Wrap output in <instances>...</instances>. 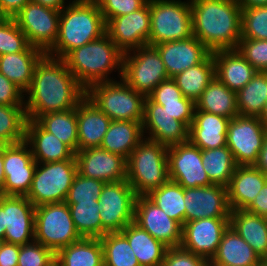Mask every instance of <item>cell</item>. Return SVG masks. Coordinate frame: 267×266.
Segmentation results:
<instances>
[{
    "label": "cell",
    "mask_w": 267,
    "mask_h": 266,
    "mask_svg": "<svg viewBox=\"0 0 267 266\" xmlns=\"http://www.w3.org/2000/svg\"><path fill=\"white\" fill-rule=\"evenodd\" d=\"M149 97L155 103L178 102V100L184 98L182 91L177 87L173 78L163 80L157 87L154 88Z\"/></svg>",
    "instance_id": "obj_52"
},
{
    "label": "cell",
    "mask_w": 267,
    "mask_h": 266,
    "mask_svg": "<svg viewBox=\"0 0 267 266\" xmlns=\"http://www.w3.org/2000/svg\"><path fill=\"white\" fill-rule=\"evenodd\" d=\"M13 18L31 46L46 53L54 45L60 11L30 1Z\"/></svg>",
    "instance_id": "obj_13"
},
{
    "label": "cell",
    "mask_w": 267,
    "mask_h": 266,
    "mask_svg": "<svg viewBox=\"0 0 267 266\" xmlns=\"http://www.w3.org/2000/svg\"><path fill=\"white\" fill-rule=\"evenodd\" d=\"M261 122L264 124L265 128L267 129V102L265 104V108L263 113L260 116Z\"/></svg>",
    "instance_id": "obj_62"
},
{
    "label": "cell",
    "mask_w": 267,
    "mask_h": 266,
    "mask_svg": "<svg viewBox=\"0 0 267 266\" xmlns=\"http://www.w3.org/2000/svg\"><path fill=\"white\" fill-rule=\"evenodd\" d=\"M209 265L261 266L262 259L229 225Z\"/></svg>",
    "instance_id": "obj_30"
},
{
    "label": "cell",
    "mask_w": 267,
    "mask_h": 266,
    "mask_svg": "<svg viewBox=\"0 0 267 266\" xmlns=\"http://www.w3.org/2000/svg\"><path fill=\"white\" fill-rule=\"evenodd\" d=\"M4 243H5L4 239L0 238V251H1Z\"/></svg>",
    "instance_id": "obj_65"
},
{
    "label": "cell",
    "mask_w": 267,
    "mask_h": 266,
    "mask_svg": "<svg viewBox=\"0 0 267 266\" xmlns=\"http://www.w3.org/2000/svg\"><path fill=\"white\" fill-rule=\"evenodd\" d=\"M136 194L127 180L105 183L98 202L101 211L102 236L108 232H121L134 222Z\"/></svg>",
    "instance_id": "obj_11"
},
{
    "label": "cell",
    "mask_w": 267,
    "mask_h": 266,
    "mask_svg": "<svg viewBox=\"0 0 267 266\" xmlns=\"http://www.w3.org/2000/svg\"><path fill=\"white\" fill-rule=\"evenodd\" d=\"M142 130L143 135H147L144 138L167 147L189 141V128L173 118L162 105L155 103L149 96L144 101Z\"/></svg>",
    "instance_id": "obj_18"
},
{
    "label": "cell",
    "mask_w": 267,
    "mask_h": 266,
    "mask_svg": "<svg viewBox=\"0 0 267 266\" xmlns=\"http://www.w3.org/2000/svg\"><path fill=\"white\" fill-rule=\"evenodd\" d=\"M172 115L173 118L183 122L188 128L194 120V112L196 109L195 102L189 98L184 97L178 102L158 103Z\"/></svg>",
    "instance_id": "obj_51"
},
{
    "label": "cell",
    "mask_w": 267,
    "mask_h": 266,
    "mask_svg": "<svg viewBox=\"0 0 267 266\" xmlns=\"http://www.w3.org/2000/svg\"><path fill=\"white\" fill-rule=\"evenodd\" d=\"M81 238L65 202L43 204L35 208L34 240L44 247L56 253Z\"/></svg>",
    "instance_id": "obj_9"
},
{
    "label": "cell",
    "mask_w": 267,
    "mask_h": 266,
    "mask_svg": "<svg viewBox=\"0 0 267 266\" xmlns=\"http://www.w3.org/2000/svg\"><path fill=\"white\" fill-rule=\"evenodd\" d=\"M25 141L37 163L76 159L75 153L65 143L47 132L36 120H27Z\"/></svg>",
    "instance_id": "obj_25"
},
{
    "label": "cell",
    "mask_w": 267,
    "mask_h": 266,
    "mask_svg": "<svg viewBox=\"0 0 267 266\" xmlns=\"http://www.w3.org/2000/svg\"><path fill=\"white\" fill-rule=\"evenodd\" d=\"M146 196L162 209L166 215L183 226L186 212L184 187L169 180Z\"/></svg>",
    "instance_id": "obj_40"
},
{
    "label": "cell",
    "mask_w": 267,
    "mask_h": 266,
    "mask_svg": "<svg viewBox=\"0 0 267 266\" xmlns=\"http://www.w3.org/2000/svg\"><path fill=\"white\" fill-rule=\"evenodd\" d=\"M202 164L212 184L228 187L237 167L230 149L226 146L202 150Z\"/></svg>",
    "instance_id": "obj_39"
},
{
    "label": "cell",
    "mask_w": 267,
    "mask_h": 266,
    "mask_svg": "<svg viewBox=\"0 0 267 266\" xmlns=\"http://www.w3.org/2000/svg\"><path fill=\"white\" fill-rule=\"evenodd\" d=\"M123 56L124 53L104 34L70 51L63 60L79 84L87 90L94 84L114 81L115 79L109 76L114 69L118 70L121 78Z\"/></svg>",
    "instance_id": "obj_4"
},
{
    "label": "cell",
    "mask_w": 267,
    "mask_h": 266,
    "mask_svg": "<svg viewBox=\"0 0 267 266\" xmlns=\"http://www.w3.org/2000/svg\"><path fill=\"white\" fill-rule=\"evenodd\" d=\"M100 241L104 266H140L127 238L121 232H108Z\"/></svg>",
    "instance_id": "obj_42"
},
{
    "label": "cell",
    "mask_w": 267,
    "mask_h": 266,
    "mask_svg": "<svg viewBox=\"0 0 267 266\" xmlns=\"http://www.w3.org/2000/svg\"><path fill=\"white\" fill-rule=\"evenodd\" d=\"M241 8L259 7L267 5V0H236Z\"/></svg>",
    "instance_id": "obj_59"
},
{
    "label": "cell",
    "mask_w": 267,
    "mask_h": 266,
    "mask_svg": "<svg viewBox=\"0 0 267 266\" xmlns=\"http://www.w3.org/2000/svg\"><path fill=\"white\" fill-rule=\"evenodd\" d=\"M78 173L105 183L126 180L127 159L100 147L75 153Z\"/></svg>",
    "instance_id": "obj_21"
},
{
    "label": "cell",
    "mask_w": 267,
    "mask_h": 266,
    "mask_svg": "<svg viewBox=\"0 0 267 266\" xmlns=\"http://www.w3.org/2000/svg\"><path fill=\"white\" fill-rule=\"evenodd\" d=\"M29 46L27 37L13 17L0 23V56L25 51Z\"/></svg>",
    "instance_id": "obj_46"
},
{
    "label": "cell",
    "mask_w": 267,
    "mask_h": 266,
    "mask_svg": "<svg viewBox=\"0 0 267 266\" xmlns=\"http://www.w3.org/2000/svg\"><path fill=\"white\" fill-rule=\"evenodd\" d=\"M193 36L211 52L237 49L242 8L236 0H190Z\"/></svg>",
    "instance_id": "obj_2"
},
{
    "label": "cell",
    "mask_w": 267,
    "mask_h": 266,
    "mask_svg": "<svg viewBox=\"0 0 267 266\" xmlns=\"http://www.w3.org/2000/svg\"><path fill=\"white\" fill-rule=\"evenodd\" d=\"M78 173L77 160L37 163L30 190L26 195L35 207L65 202Z\"/></svg>",
    "instance_id": "obj_8"
},
{
    "label": "cell",
    "mask_w": 267,
    "mask_h": 266,
    "mask_svg": "<svg viewBox=\"0 0 267 266\" xmlns=\"http://www.w3.org/2000/svg\"><path fill=\"white\" fill-rule=\"evenodd\" d=\"M31 1L58 11H61L65 6L68 5L66 4L65 0H31Z\"/></svg>",
    "instance_id": "obj_58"
},
{
    "label": "cell",
    "mask_w": 267,
    "mask_h": 266,
    "mask_svg": "<svg viewBox=\"0 0 267 266\" xmlns=\"http://www.w3.org/2000/svg\"><path fill=\"white\" fill-rule=\"evenodd\" d=\"M254 166L260 169L267 176V135L265 137L263 147L259 151L258 159Z\"/></svg>",
    "instance_id": "obj_57"
},
{
    "label": "cell",
    "mask_w": 267,
    "mask_h": 266,
    "mask_svg": "<svg viewBox=\"0 0 267 266\" xmlns=\"http://www.w3.org/2000/svg\"><path fill=\"white\" fill-rule=\"evenodd\" d=\"M3 143L0 141V150H1V148L3 147Z\"/></svg>",
    "instance_id": "obj_66"
},
{
    "label": "cell",
    "mask_w": 267,
    "mask_h": 266,
    "mask_svg": "<svg viewBox=\"0 0 267 266\" xmlns=\"http://www.w3.org/2000/svg\"><path fill=\"white\" fill-rule=\"evenodd\" d=\"M209 260L181 247L168 248L161 266H209Z\"/></svg>",
    "instance_id": "obj_50"
},
{
    "label": "cell",
    "mask_w": 267,
    "mask_h": 266,
    "mask_svg": "<svg viewBox=\"0 0 267 266\" xmlns=\"http://www.w3.org/2000/svg\"><path fill=\"white\" fill-rule=\"evenodd\" d=\"M169 179L184 188L212 185L202 164V150L190 141L167 150Z\"/></svg>",
    "instance_id": "obj_15"
},
{
    "label": "cell",
    "mask_w": 267,
    "mask_h": 266,
    "mask_svg": "<svg viewBox=\"0 0 267 266\" xmlns=\"http://www.w3.org/2000/svg\"><path fill=\"white\" fill-rule=\"evenodd\" d=\"M105 182L77 173L68 191L65 203L94 202L98 200Z\"/></svg>",
    "instance_id": "obj_45"
},
{
    "label": "cell",
    "mask_w": 267,
    "mask_h": 266,
    "mask_svg": "<svg viewBox=\"0 0 267 266\" xmlns=\"http://www.w3.org/2000/svg\"><path fill=\"white\" fill-rule=\"evenodd\" d=\"M55 253L37 241L20 245L18 266H54Z\"/></svg>",
    "instance_id": "obj_47"
},
{
    "label": "cell",
    "mask_w": 267,
    "mask_h": 266,
    "mask_svg": "<svg viewBox=\"0 0 267 266\" xmlns=\"http://www.w3.org/2000/svg\"><path fill=\"white\" fill-rule=\"evenodd\" d=\"M267 129L258 117L236 116L227 129V147L237 166L254 165L263 147Z\"/></svg>",
    "instance_id": "obj_12"
},
{
    "label": "cell",
    "mask_w": 267,
    "mask_h": 266,
    "mask_svg": "<svg viewBox=\"0 0 267 266\" xmlns=\"http://www.w3.org/2000/svg\"><path fill=\"white\" fill-rule=\"evenodd\" d=\"M121 78L135 91L148 97L169 77L158 50L146 45L124 53Z\"/></svg>",
    "instance_id": "obj_10"
},
{
    "label": "cell",
    "mask_w": 267,
    "mask_h": 266,
    "mask_svg": "<svg viewBox=\"0 0 267 266\" xmlns=\"http://www.w3.org/2000/svg\"><path fill=\"white\" fill-rule=\"evenodd\" d=\"M121 233L127 238L140 266L162 265L168 250L167 246L134 222L125 226Z\"/></svg>",
    "instance_id": "obj_33"
},
{
    "label": "cell",
    "mask_w": 267,
    "mask_h": 266,
    "mask_svg": "<svg viewBox=\"0 0 267 266\" xmlns=\"http://www.w3.org/2000/svg\"><path fill=\"white\" fill-rule=\"evenodd\" d=\"M25 93L0 73V105H25Z\"/></svg>",
    "instance_id": "obj_53"
},
{
    "label": "cell",
    "mask_w": 267,
    "mask_h": 266,
    "mask_svg": "<svg viewBox=\"0 0 267 266\" xmlns=\"http://www.w3.org/2000/svg\"><path fill=\"white\" fill-rule=\"evenodd\" d=\"M105 21L140 9L148 0H95Z\"/></svg>",
    "instance_id": "obj_49"
},
{
    "label": "cell",
    "mask_w": 267,
    "mask_h": 266,
    "mask_svg": "<svg viewBox=\"0 0 267 266\" xmlns=\"http://www.w3.org/2000/svg\"><path fill=\"white\" fill-rule=\"evenodd\" d=\"M25 96L27 120H37L47 113L77 108L86 97V90L69 71L63 59L45 54L34 69Z\"/></svg>",
    "instance_id": "obj_1"
},
{
    "label": "cell",
    "mask_w": 267,
    "mask_h": 266,
    "mask_svg": "<svg viewBox=\"0 0 267 266\" xmlns=\"http://www.w3.org/2000/svg\"><path fill=\"white\" fill-rule=\"evenodd\" d=\"M5 229H6V226H4V195H0V238L1 239H4Z\"/></svg>",
    "instance_id": "obj_60"
},
{
    "label": "cell",
    "mask_w": 267,
    "mask_h": 266,
    "mask_svg": "<svg viewBox=\"0 0 267 266\" xmlns=\"http://www.w3.org/2000/svg\"><path fill=\"white\" fill-rule=\"evenodd\" d=\"M161 55L169 78L201 63L211 51L195 36L154 45Z\"/></svg>",
    "instance_id": "obj_23"
},
{
    "label": "cell",
    "mask_w": 267,
    "mask_h": 266,
    "mask_svg": "<svg viewBox=\"0 0 267 266\" xmlns=\"http://www.w3.org/2000/svg\"><path fill=\"white\" fill-rule=\"evenodd\" d=\"M35 206L26 196L4 195V241L24 245L34 241Z\"/></svg>",
    "instance_id": "obj_22"
},
{
    "label": "cell",
    "mask_w": 267,
    "mask_h": 266,
    "mask_svg": "<svg viewBox=\"0 0 267 266\" xmlns=\"http://www.w3.org/2000/svg\"><path fill=\"white\" fill-rule=\"evenodd\" d=\"M134 223L168 248L180 247L183 226L171 219L147 196H137Z\"/></svg>",
    "instance_id": "obj_17"
},
{
    "label": "cell",
    "mask_w": 267,
    "mask_h": 266,
    "mask_svg": "<svg viewBox=\"0 0 267 266\" xmlns=\"http://www.w3.org/2000/svg\"><path fill=\"white\" fill-rule=\"evenodd\" d=\"M86 97L111 120L143 122L146 97L122 78L90 86Z\"/></svg>",
    "instance_id": "obj_6"
},
{
    "label": "cell",
    "mask_w": 267,
    "mask_h": 266,
    "mask_svg": "<svg viewBox=\"0 0 267 266\" xmlns=\"http://www.w3.org/2000/svg\"><path fill=\"white\" fill-rule=\"evenodd\" d=\"M215 78L212 52L199 64L177 74L173 79L184 97L196 102L208 84Z\"/></svg>",
    "instance_id": "obj_36"
},
{
    "label": "cell",
    "mask_w": 267,
    "mask_h": 266,
    "mask_svg": "<svg viewBox=\"0 0 267 266\" xmlns=\"http://www.w3.org/2000/svg\"><path fill=\"white\" fill-rule=\"evenodd\" d=\"M20 245L4 243L0 251V266H18Z\"/></svg>",
    "instance_id": "obj_54"
},
{
    "label": "cell",
    "mask_w": 267,
    "mask_h": 266,
    "mask_svg": "<svg viewBox=\"0 0 267 266\" xmlns=\"http://www.w3.org/2000/svg\"><path fill=\"white\" fill-rule=\"evenodd\" d=\"M143 139L142 122L112 120L100 148L128 159Z\"/></svg>",
    "instance_id": "obj_32"
},
{
    "label": "cell",
    "mask_w": 267,
    "mask_h": 266,
    "mask_svg": "<svg viewBox=\"0 0 267 266\" xmlns=\"http://www.w3.org/2000/svg\"><path fill=\"white\" fill-rule=\"evenodd\" d=\"M111 121L85 97L77 106L78 151L100 147Z\"/></svg>",
    "instance_id": "obj_27"
},
{
    "label": "cell",
    "mask_w": 267,
    "mask_h": 266,
    "mask_svg": "<svg viewBox=\"0 0 267 266\" xmlns=\"http://www.w3.org/2000/svg\"><path fill=\"white\" fill-rule=\"evenodd\" d=\"M241 39L267 40V5L242 8Z\"/></svg>",
    "instance_id": "obj_44"
},
{
    "label": "cell",
    "mask_w": 267,
    "mask_h": 266,
    "mask_svg": "<svg viewBox=\"0 0 267 266\" xmlns=\"http://www.w3.org/2000/svg\"><path fill=\"white\" fill-rule=\"evenodd\" d=\"M246 211L267 218V180Z\"/></svg>",
    "instance_id": "obj_55"
},
{
    "label": "cell",
    "mask_w": 267,
    "mask_h": 266,
    "mask_svg": "<svg viewBox=\"0 0 267 266\" xmlns=\"http://www.w3.org/2000/svg\"><path fill=\"white\" fill-rule=\"evenodd\" d=\"M25 105H0V141L14 144L25 140Z\"/></svg>",
    "instance_id": "obj_43"
},
{
    "label": "cell",
    "mask_w": 267,
    "mask_h": 266,
    "mask_svg": "<svg viewBox=\"0 0 267 266\" xmlns=\"http://www.w3.org/2000/svg\"><path fill=\"white\" fill-rule=\"evenodd\" d=\"M9 17L7 14L2 10L1 5H0V23L4 22L6 19Z\"/></svg>",
    "instance_id": "obj_63"
},
{
    "label": "cell",
    "mask_w": 267,
    "mask_h": 266,
    "mask_svg": "<svg viewBox=\"0 0 267 266\" xmlns=\"http://www.w3.org/2000/svg\"><path fill=\"white\" fill-rule=\"evenodd\" d=\"M195 105V111H204L229 119L239 115L236 92L230 90L216 77L208 84Z\"/></svg>",
    "instance_id": "obj_35"
},
{
    "label": "cell",
    "mask_w": 267,
    "mask_h": 266,
    "mask_svg": "<svg viewBox=\"0 0 267 266\" xmlns=\"http://www.w3.org/2000/svg\"><path fill=\"white\" fill-rule=\"evenodd\" d=\"M267 176L254 165L237 166L228 190L231 210H246L266 183Z\"/></svg>",
    "instance_id": "obj_26"
},
{
    "label": "cell",
    "mask_w": 267,
    "mask_h": 266,
    "mask_svg": "<svg viewBox=\"0 0 267 266\" xmlns=\"http://www.w3.org/2000/svg\"><path fill=\"white\" fill-rule=\"evenodd\" d=\"M185 223L203 218H230L227 187L212 184L184 188Z\"/></svg>",
    "instance_id": "obj_19"
},
{
    "label": "cell",
    "mask_w": 267,
    "mask_h": 266,
    "mask_svg": "<svg viewBox=\"0 0 267 266\" xmlns=\"http://www.w3.org/2000/svg\"><path fill=\"white\" fill-rule=\"evenodd\" d=\"M229 218H203L183 224L181 248L211 260L216 254Z\"/></svg>",
    "instance_id": "obj_20"
},
{
    "label": "cell",
    "mask_w": 267,
    "mask_h": 266,
    "mask_svg": "<svg viewBox=\"0 0 267 266\" xmlns=\"http://www.w3.org/2000/svg\"><path fill=\"white\" fill-rule=\"evenodd\" d=\"M106 34L123 53L149 45L150 0L132 13L108 19Z\"/></svg>",
    "instance_id": "obj_16"
},
{
    "label": "cell",
    "mask_w": 267,
    "mask_h": 266,
    "mask_svg": "<svg viewBox=\"0 0 267 266\" xmlns=\"http://www.w3.org/2000/svg\"><path fill=\"white\" fill-rule=\"evenodd\" d=\"M212 57L215 77L234 92L241 90L257 72L238 49L216 50Z\"/></svg>",
    "instance_id": "obj_24"
},
{
    "label": "cell",
    "mask_w": 267,
    "mask_h": 266,
    "mask_svg": "<svg viewBox=\"0 0 267 266\" xmlns=\"http://www.w3.org/2000/svg\"><path fill=\"white\" fill-rule=\"evenodd\" d=\"M238 51L259 72H267V40L240 39Z\"/></svg>",
    "instance_id": "obj_48"
},
{
    "label": "cell",
    "mask_w": 267,
    "mask_h": 266,
    "mask_svg": "<svg viewBox=\"0 0 267 266\" xmlns=\"http://www.w3.org/2000/svg\"><path fill=\"white\" fill-rule=\"evenodd\" d=\"M168 147L144 138L127 159V182L136 196H146L168 182Z\"/></svg>",
    "instance_id": "obj_5"
},
{
    "label": "cell",
    "mask_w": 267,
    "mask_h": 266,
    "mask_svg": "<svg viewBox=\"0 0 267 266\" xmlns=\"http://www.w3.org/2000/svg\"><path fill=\"white\" fill-rule=\"evenodd\" d=\"M5 182L4 175V161H3V147L0 150V195H3V185Z\"/></svg>",
    "instance_id": "obj_61"
},
{
    "label": "cell",
    "mask_w": 267,
    "mask_h": 266,
    "mask_svg": "<svg viewBox=\"0 0 267 266\" xmlns=\"http://www.w3.org/2000/svg\"><path fill=\"white\" fill-rule=\"evenodd\" d=\"M56 266H104L100 238H85L63 247L55 253Z\"/></svg>",
    "instance_id": "obj_34"
},
{
    "label": "cell",
    "mask_w": 267,
    "mask_h": 266,
    "mask_svg": "<svg viewBox=\"0 0 267 266\" xmlns=\"http://www.w3.org/2000/svg\"><path fill=\"white\" fill-rule=\"evenodd\" d=\"M261 266H267V257L262 259Z\"/></svg>",
    "instance_id": "obj_64"
},
{
    "label": "cell",
    "mask_w": 267,
    "mask_h": 266,
    "mask_svg": "<svg viewBox=\"0 0 267 266\" xmlns=\"http://www.w3.org/2000/svg\"><path fill=\"white\" fill-rule=\"evenodd\" d=\"M46 53L38 47L29 46L25 51L0 56V73L24 93L29 89L34 69Z\"/></svg>",
    "instance_id": "obj_29"
},
{
    "label": "cell",
    "mask_w": 267,
    "mask_h": 266,
    "mask_svg": "<svg viewBox=\"0 0 267 266\" xmlns=\"http://www.w3.org/2000/svg\"><path fill=\"white\" fill-rule=\"evenodd\" d=\"M229 121L227 117L195 111L189 128V141L201 150L226 146Z\"/></svg>",
    "instance_id": "obj_28"
},
{
    "label": "cell",
    "mask_w": 267,
    "mask_h": 266,
    "mask_svg": "<svg viewBox=\"0 0 267 266\" xmlns=\"http://www.w3.org/2000/svg\"><path fill=\"white\" fill-rule=\"evenodd\" d=\"M47 132L55 135L74 153L78 151L77 108L41 115L36 120Z\"/></svg>",
    "instance_id": "obj_37"
},
{
    "label": "cell",
    "mask_w": 267,
    "mask_h": 266,
    "mask_svg": "<svg viewBox=\"0 0 267 266\" xmlns=\"http://www.w3.org/2000/svg\"><path fill=\"white\" fill-rule=\"evenodd\" d=\"M60 11L58 36L47 55L63 59L70 51L106 34V21L95 0H72Z\"/></svg>",
    "instance_id": "obj_3"
},
{
    "label": "cell",
    "mask_w": 267,
    "mask_h": 266,
    "mask_svg": "<svg viewBox=\"0 0 267 266\" xmlns=\"http://www.w3.org/2000/svg\"><path fill=\"white\" fill-rule=\"evenodd\" d=\"M229 225L261 259L267 257V218L246 210H231Z\"/></svg>",
    "instance_id": "obj_31"
},
{
    "label": "cell",
    "mask_w": 267,
    "mask_h": 266,
    "mask_svg": "<svg viewBox=\"0 0 267 266\" xmlns=\"http://www.w3.org/2000/svg\"><path fill=\"white\" fill-rule=\"evenodd\" d=\"M240 116L260 118L267 102V72H259L236 92Z\"/></svg>",
    "instance_id": "obj_38"
},
{
    "label": "cell",
    "mask_w": 267,
    "mask_h": 266,
    "mask_svg": "<svg viewBox=\"0 0 267 266\" xmlns=\"http://www.w3.org/2000/svg\"><path fill=\"white\" fill-rule=\"evenodd\" d=\"M30 1L31 0H0V5L8 17H13Z\"/></svg>",
    "instance_id": "obj_56"
},
{
    "label": "cell",
    "mask_w": 267,
    "mask_h": 266,
    "mask_svg": "<svg viewBox=\"0 0 267 266\" xmlns=\"http://www.w3.org/2000/svg\"><path fill=\"white\" fill-rule=\"evenodd\" d=\"M66 204L69 206L74 226L81 237H102V223L99 214L101 205L98 200Z\"/></svg>",
    "instance_id": "obj_41"
},
{
    "label": "cell",
    "mask_w": 267,
    "mask_h": 266,
    "mask_svg": "<svg viewBox=\"0 0 267 266\" xmlns=\"http://www.w3.org/2000/svg\"><path fill=\"white\" fill-rule=\"evenodd\" d=\"M192 36L190 0H150L149 46Z\"/></svg>",
    "instance_id": "obj_7"
},
{
    "label": "cell",
    "mask_w": 267,
    "mask_h": 266,
    "mask_svg": "<svg viewBox=\"0 0 267 266\" xmlns=\"http://www.w3.org/2000/svg\"><path fill=\"white\" fill-rule=\"evenodd\" d=\"M209 266H228V265H209Z\"/></svg>",
    "instance_id": "obj_67"
},
{
    "label": "cell",
    "mask_w": 267,
    "mask_h": 266,
    "mask_svg": "<svg viewBox=\"0 0 267 266\" xmlns=\"http://www.w3.org/2000/svg\"><path fill=\"white\" fill-rule=\"evenodd\" d=\"M5 182L3 195L26 196L30 190L37 162L24 140L3 145Z\"/></svg>",
    "instance_id": "obj_14"
}]
</instances>
